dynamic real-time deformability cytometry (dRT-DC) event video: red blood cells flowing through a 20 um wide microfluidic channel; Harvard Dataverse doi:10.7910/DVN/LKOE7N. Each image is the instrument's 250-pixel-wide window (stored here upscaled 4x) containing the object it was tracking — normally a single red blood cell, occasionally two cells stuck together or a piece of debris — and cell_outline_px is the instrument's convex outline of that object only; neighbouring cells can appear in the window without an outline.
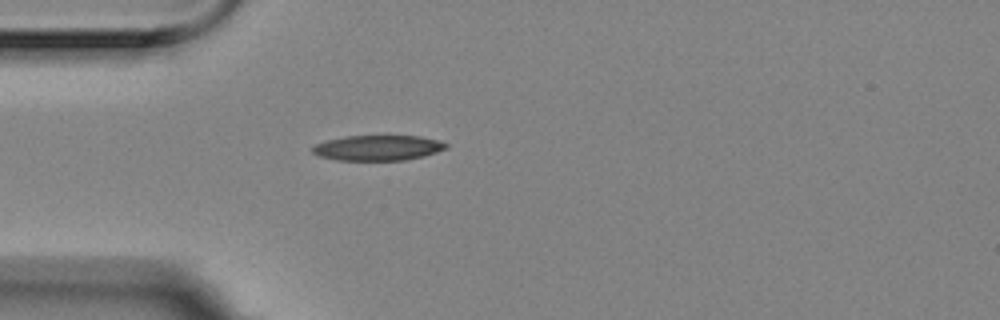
{"species": "Egyptian fruit bat (a non-hibernating species)", "species_latin": "Rousettus aegyptiacus", "temperature_condition": "room temperature", "stored_images_in_passage": 1, "camera_frame_rate_fps": 3000, "um_per_image_px": 0.085, "animal": {"sex": "female"}, "frame": {"image": 1, "passage_image": 1, "time_ms": 0.0, "image_size_px": [1000, 320], "cell_outline_px": [[448, 148], [424, 156], [404, 160], [336, 160], [320, 156], [312, 152], [312, 148], [316, 144], [328, 140], [348, 136], [420, 136], [436, 140], [448, 144]], "centroid_in_image_um": [32.13, 12.57], "position_along_channel_um": 52.9, "area_um2": 19.48}}